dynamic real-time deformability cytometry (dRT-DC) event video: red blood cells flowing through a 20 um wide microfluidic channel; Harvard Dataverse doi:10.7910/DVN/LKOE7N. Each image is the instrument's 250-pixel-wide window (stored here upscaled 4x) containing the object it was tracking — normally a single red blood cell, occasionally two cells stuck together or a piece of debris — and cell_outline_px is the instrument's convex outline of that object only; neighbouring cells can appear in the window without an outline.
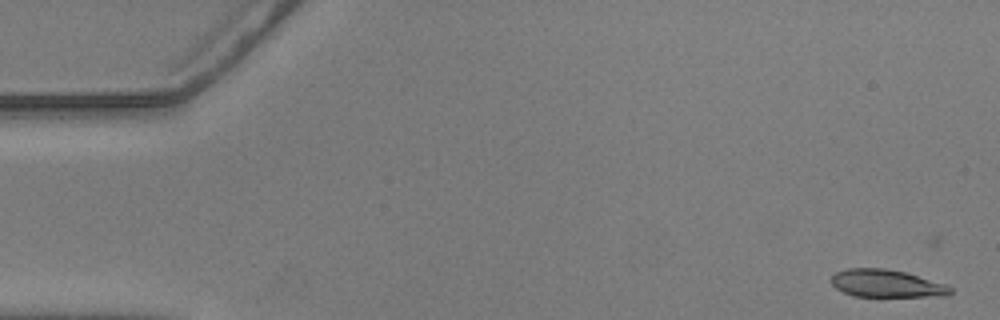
{"species": "common noctule bat (a hibernating species)", "species_latin": "Nyctalus noctula", "temperature_condition": "warm", "stored_images_in_passage": 15, "camera_frame_rate_fps": 3000, "um_per_image_px": 0.085, "animal": {"sex": "male", "body_mass_g": 20.5, "forearm_length_mm": 52.5}, "frame": {"image": 1, "passage_image": 1, "time_ms": 0.0, "image_size_px": [1000, 320], "cell_outline_px": [[952, 292], [948, 296], [856, 296], [844, 292], [836, 288], [832, 284], [832, 276], [836, 272], [848, 268], [888, 268], [904, 272], [944, 284], [952, 288]], "centroid_in_image_um": [75.34, 24.09], "position_along_channel_um": 9.7, "area_um2": 18.9}}
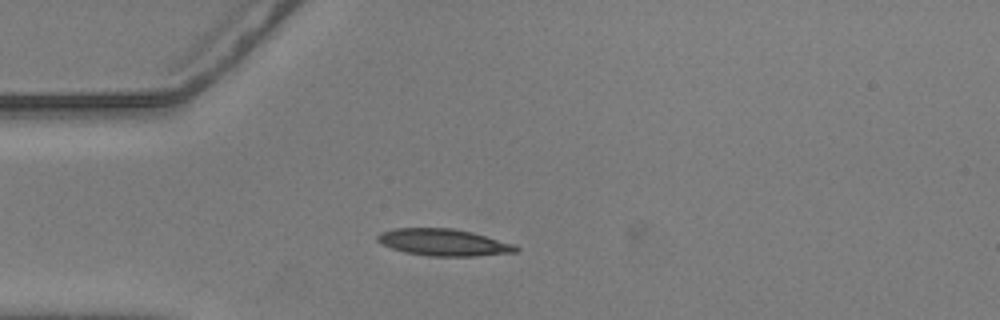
{"frame": {"image": 2, "passage_image": 14, "time_ms": 4.333, "image_size_px": [1000, 320], "cell_outline_px": [[520, 252], [476, 256], [428, 256], [404, 252], [392, 248], [376, 240], [376, 236], [380, 232], [392, 228], [452, 228], [472, 232], [516, 244], [520, 248]], "centroid_in_image_um": [37.75, 20.6], "position_along_channel_um": 47.3, "area_um2": 21.91}}